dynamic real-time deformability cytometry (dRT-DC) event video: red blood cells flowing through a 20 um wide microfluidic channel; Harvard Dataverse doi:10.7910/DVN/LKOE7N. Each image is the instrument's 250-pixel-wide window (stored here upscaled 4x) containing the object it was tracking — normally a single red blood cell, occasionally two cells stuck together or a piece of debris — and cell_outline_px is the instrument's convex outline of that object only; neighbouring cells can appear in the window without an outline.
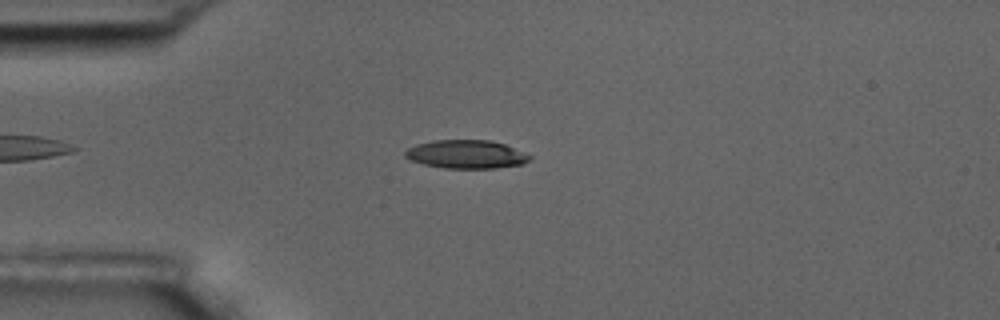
{"species": "common noctule bat (a hibernating species)", "species_latin": "Nyctalus noctula", "temperature_condition": "room temperature", "stored_images_in_passage": 4, "camera_frame_rate_fps": 3000, "um_per_image_px": 0.085, "animal": {"sex": "male", "body_mass_g": 17.5, "forearm_length_mm": 52.3}, "frame": {"image": 1, "passage_image": 4, "time_ms": 3.333, "image_size_px": [1000, 320], "cell_outline_px": [[532, 156], [524, 164], [496, 168], [444, 168], [424, 164], [412, 160], [404, 156], [404, 152], [408, 148], [416, 144], [432, 140], [488, 140], [504, 144]], "centroid_in_image_um": [39.61, 13.11], "position_along_channel_um": 45.4, "area_um2": 20.52}}